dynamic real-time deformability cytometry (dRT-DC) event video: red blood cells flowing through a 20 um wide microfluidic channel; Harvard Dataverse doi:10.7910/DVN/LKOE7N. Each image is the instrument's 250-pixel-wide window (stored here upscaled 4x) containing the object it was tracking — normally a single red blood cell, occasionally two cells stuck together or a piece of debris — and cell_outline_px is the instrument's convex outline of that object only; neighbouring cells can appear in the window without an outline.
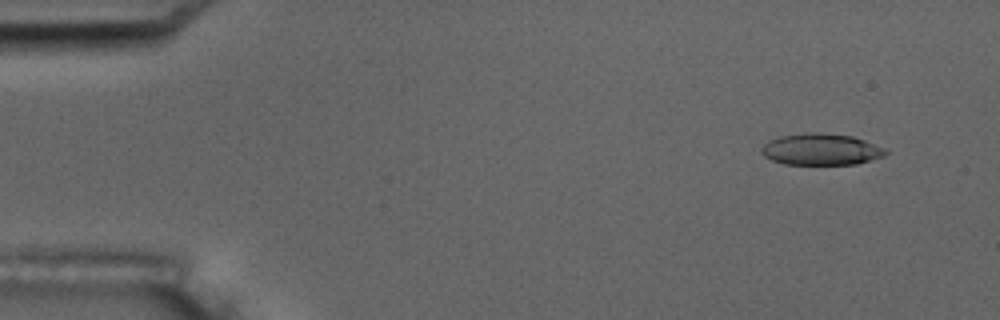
{"species": "common noctule bat (a hibernating species)", "species_latin": "Nyctalus noctula", "temperature_condition": "room temperature", "stored_images_in_passage": 5, "camera_frame_rate_fps": 3000, "um_per_image_px": 0.085, "animal": {"sex": "male", "body_mass_g": 17.5, "forearm_length_mm": 52.3}, "frame": {"image": 1, "passage_image": 1, "time_ms": 0.0, "image_size_px": [1000, 320], "cell_outline_px": [[888, 152], [884, 156], [856, 164], [784, 164], [772, 160], [764, 156], [760, 152], [760, 148], [768, 140], [780, 136], [808, 132], [820, 132], [852, 136], [864, 140], [884, 148]], "centroid_in_image_um": [69.75, 12.69], "position_along_channel_um": 15.2, "area_um2": 22.83}}